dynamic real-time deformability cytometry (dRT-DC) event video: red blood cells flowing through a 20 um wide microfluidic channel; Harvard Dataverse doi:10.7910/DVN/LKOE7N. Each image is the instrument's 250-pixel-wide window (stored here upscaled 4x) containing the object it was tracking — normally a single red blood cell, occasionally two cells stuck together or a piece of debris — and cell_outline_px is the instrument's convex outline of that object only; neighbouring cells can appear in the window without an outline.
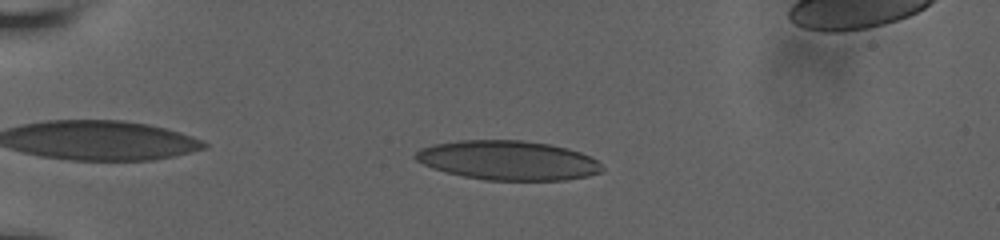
{"species": "human", "species_latin": "Homo sapiens", "temperature_condition": "room temperature", "stored_images_in_passage": 45, "camera_frame_rate_fps": 3000, "um_per_image_px": 0.085, "donor": {"sex": "male"}, "frame": {"image": 1, "passage_image": 4, "time_ms": 1.0, "image_size_px": [1000, 240], "cell_outline_px": [[604, 172], [588, 176], [564, 180], [484, 180], [464, 176], [432, 168], [416, 160], [412, 156], [420, 148], [432, 144], [460, 140], [520, 140], [548, 144], [568, 148], [580, 152], [596, 160], [604, 168]], "centroid_in_image_um": [43.18, 13.63], "position_along_channel_um": 41.8, "area_um2": 42.83}}
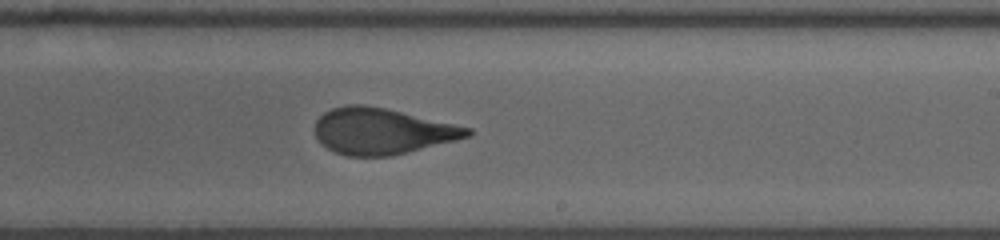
{"frame": {"image": 2, "passage_image": 25, "time_ms": 8.0, "image_size_px": [1000, 240], "cell_outline_px": [[472, 136], [392, 156], [344, 156], [332, 152], [316, 136], [316, 120], [324, 112], [332, 108], [348, 104], [364, 104], [384, 108], [472, 128]], "centroid_in_image_um": [32.47, 11.16], "position_along_channel_um": 256.5, "area_um2": 40.81}}
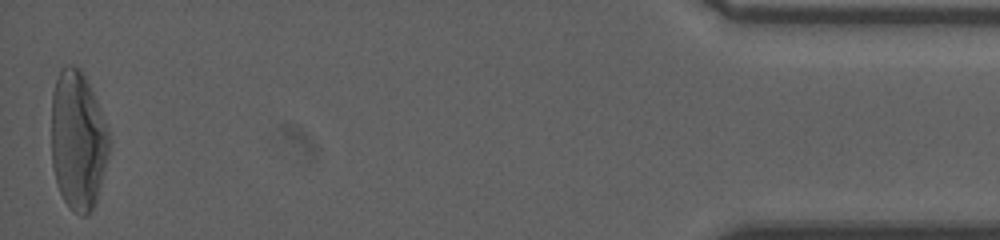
{"frame": {"image": 3, "passage_image": 45, "time_ms": 14.667, "image_size_px": [1000, 240], "cell_outline_px": [[108, 152], [96, 200], [92, 208], [84, 216], [80, 216], [64, 200], [56, 184], [52, 164], [52, 92], [60, 68], [68, 64], [72, 64], [80, 68], [96, 100], [108, 132]], "centroid_in_image_um": [6.58, 11.9], "position_along_channel_um": 428.6, "area_um2": 45.95}, "authors_computed_cell_mechanics": {"area_um2": 42.5986, "velocity_mm_per_s": 3.7901, "shape_relaxation_time_tau1_ms": 6.7422, "shape_relaxation_time_tau2_ms": 1.0349, "deformation_change_tau1": 0.2214, "deformation_change_tau2": 0.0828}}